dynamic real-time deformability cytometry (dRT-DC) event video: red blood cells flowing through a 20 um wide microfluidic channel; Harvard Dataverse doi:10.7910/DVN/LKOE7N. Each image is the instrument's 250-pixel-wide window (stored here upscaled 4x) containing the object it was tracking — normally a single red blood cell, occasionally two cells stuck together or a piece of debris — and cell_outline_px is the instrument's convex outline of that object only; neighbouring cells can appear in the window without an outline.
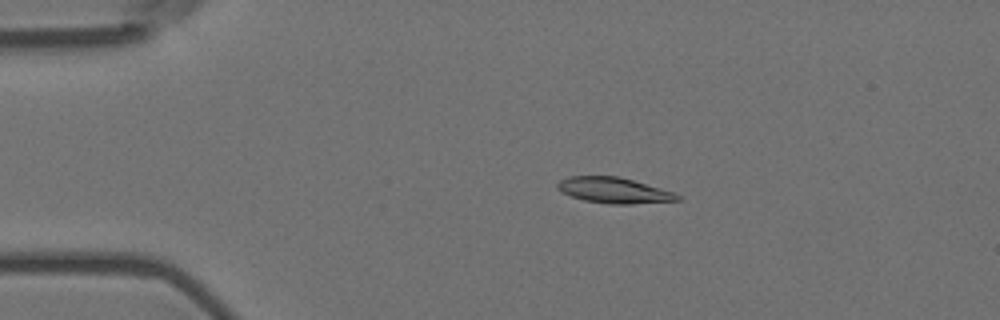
{"species": "Egyptian fruit bat (a non-hibernating species)", "species_latin": "Rousettus aegyptiacus", "temperature_condition": "room temperature", "stored_images_in_passage": 4, "camera_frame_rate_fps": 3000, "um_per_image_px": 0.085, "animal": {"sex": "female"}, "frame": {"image": 1, "passage_image": 3, "time_ms": 0.667, "image_size_px": [1000, 320], "cell_outline_px": [[680, 200], [632, 204], [608, 204], [584, 200], [572, 196], [556, 188], [556, 184], [560, 180], [568, 176], [620, 176], [676, 192], [680, 196]], "centroid_in_image_um": [52.21, 16.17], "position_along_channel_um": 32.8, "area_um2": 18.09}}